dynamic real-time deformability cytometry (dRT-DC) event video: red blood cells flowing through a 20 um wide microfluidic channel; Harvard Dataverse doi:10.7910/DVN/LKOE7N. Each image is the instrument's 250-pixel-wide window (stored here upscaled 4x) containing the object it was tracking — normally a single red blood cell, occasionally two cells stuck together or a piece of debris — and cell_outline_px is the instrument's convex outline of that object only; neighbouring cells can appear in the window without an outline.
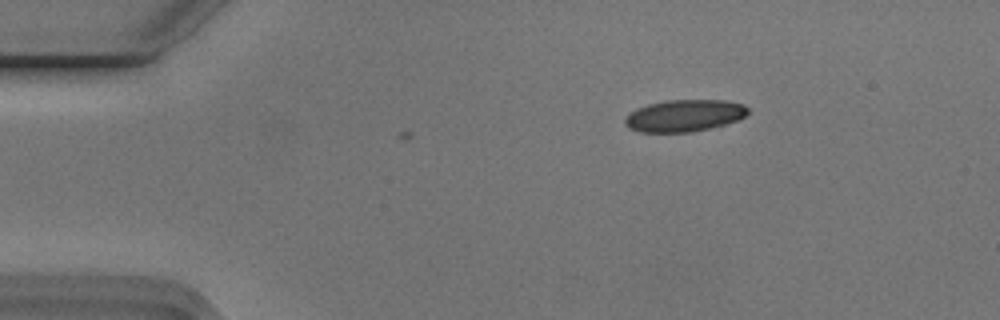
{"species": "Egyptian fruit bat (a non-hibernating species)", "species_latin": "Rousettus aegyptiacus", "temperature_condition": "cold", "stored_images_in_passage": 42, "camera_frame_rate_fps": 3000, "um_per_image_px": 0.085, "animal": {"sex": "male"}, "frame": {"image": 1, "passage_image": 1, "time_ms": 0.0, "image_size_px": [1000, 320], "cell_outline_px": [[748, 112], [744, 116], [736, 120], [724, 124], [692, 132], [640, 132], [628, 128], [624, 124], [624, 120], [636, 108], [648, 104], [668, 100], [724, 100], [744, 104], [748, 108]], "centroid_in_image_um": [58.15, 9.82], "position_along_channel_um": 26.9, "area_um2": 22.72}}
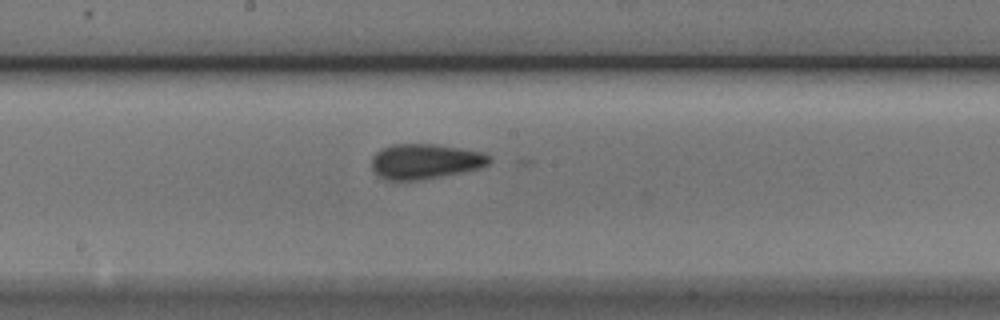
{"frame": {"image": 2, "passage_image": 21, "time_ms": 6.667, "image_size_px": [1000, 320], "cell_outline_px": [[492, 160], [488, 164], [476, 168], [460, 172], [420, 180], [388, 180], [380, 176], [372, 168], [372, 156], [380, 148], [392, 144], [436, 144], [484, 152]], "centroid_in_image_um": [36.1, 13.7], "position_along_channel_um": 212.1, "area_um2": 23.87}}
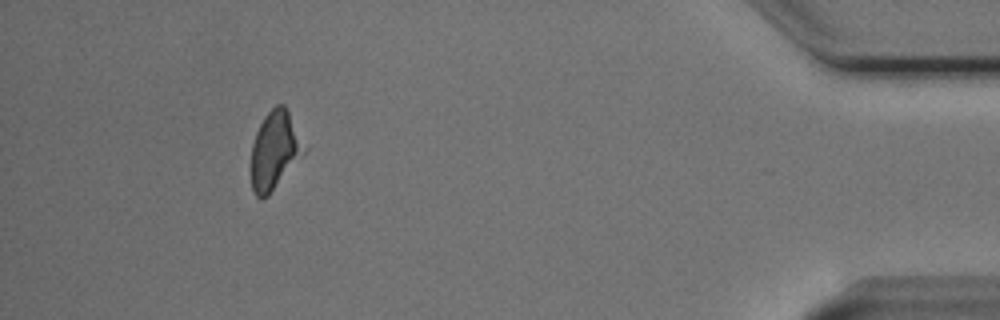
{"frame": {"image": 3, "passage_image": 42, "time_ms": 13.667, "image_size_px": [1000, 320], "cell_outline_px": [[308, 148], [268, 196], [264, 200], [260, 200], [252, 192], [248, 168], [252, 144], [256, 132], [264, 116], [276, 104], [284, 104]], "centroid_in_image_um": [23.3, 12.83], "position_along_channel_um": 411.9, "area_um2": 24.68}}